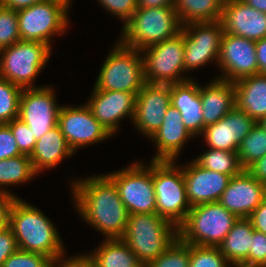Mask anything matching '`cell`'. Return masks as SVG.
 <instances>
[{"label":"cell","mask_w":266,"mask_h":267,"mask_svg":"<svg viewBox=\"0 0 266 267\" xmlns=\"http://www.w3.org/2000/svg\"><path fill=\"white\" fill-rule=\"evenodd\" d=\"M229 267H257V266L247 265L244 263H232L229 265Z\"/></svg>","instance_id":"53"},{"label":"cell","mask_w":266,"mask_h":267,"mask_svg":"<svg viewBox=\"0 0 266 267\" xmlns=\"http://www.w3.org/2000/svg\"><path fill=\"white\" fill-rule=\"evenodd\" d=\"M193 160L207 170L227 174L231 177L244 170L240 164L238 153L233 151L208 148Z\"/></svg>","instance_id":"31"},{"label":"cell","mask_w":266,"mask_h":267,"mask_svg":"<svg viewBox=\"0 0 266 267\" xmlns=\"http://www.w3.org/2000/svg\"><path fill=\"white\" fill-rule=\"evenodd\" d=\"M257 122L235 106L215 124L204 128L203 137L211 149L237 152L242 140Z\"/></svg>","instance_id":"18"},{"label":"cell","mask_w":266,"mask_h":267,"mask_svg":"<svg viewBox=\"0 0 266 267\" xmlns=\"http://www.w3.org/2000/svg\"><path fill=\"white\" fill-rule=\"evenodd\" d=\"M118 38L124 45L143 50L177 36L182 25L174 6L137 8L131 19L121 27Z\"/></svg>","instance_id":"3"},{"label":"cell","mask_w":266,"mask_h":267,"mask_svg":"<svg viewBox=\"0 0 266 267\" xmlns=\"http://www.w3.org/2000/svg\"><path fill=\"white\" fill-rule=\"evenodd\" d=\"M229 265L218 247L189 244V267H229Z\"/></svg>","instance_id":"35"},{"label":"cell","mask_w":266,"mask_h":267,"mask_svg":"<svg viewBox=\"0 0 266 267\" xmlns=\"http://www.w3.org/2000/svg\"><path fill=\"white\" fill-rule=\"evenodd\" d=\"M116 42L102 63L94 87L137 95L146 83L142 52L124 45L119 39Z\"/></svg>","instance_id":"7"},{"label":"cell","mask_w":266,"mask_h":267,"mask_svg":"<svg viewBox=\"0 0 266 267\" xmlns=\"http://www.w3.org/2000/svg\"><path fill=\"white\" fill-rule=\"evenodd\" d=\"M186 195L192 206L219 202L222 193L228 186L230 175L207 170L193 159L182 166Z\"/></svg>","instance_id":"19"},{"label":"cell","mask_w":266,"mask_h":267,"mask_svg":"<svg viewBox=\"0 0 266 267\" xmlns=\"http://www.w3.org/2000/svg\"><path fill=\"white\" fill-rule=\"evenodd\" d=\"M248 265L266 267V234L253 230Z\"/></svg>","instance_id":"40"},{"label":"cell","mask_w":266,"mask_h":267,"mask_svg":"<svg viewBox=\"0 0 266 267\" xmlns=\"http://www.w3.org/2000/svg\"><path fill=\"white\" fill-rule=\"evenodd\" d=\"M42 1L44 0H1L0 4L8 9L20 11Z\"/></svg>","instance_id":"48"},{"label":"cell","mask_w":266,"mask_h":267,"mask_svg":"<svg viewBox=\"0 0 266 267\" xmlns=\"http://www.w3.org/2000/svg\"><path fill=\"white\" fill-rule=\"evenodd\" d=\"M23 155L7 123L0 124V161Z\"/></svg>","instance_id":"41"},{"label":"cell","mask_w":266,"mask_h":267,"mask_svg":"<svg viewBox=\"0 0 266 267\" xmlns=\"http://www.w3.org/2000/svg\"><path fill=\"white\" fill-rule=\"evenodd\" d=\"M171 105L181 114L187 130L195 137L203 133V113L199 83L195 79L170 85Z\"/></svg>","instance_id":"23"},{"label":"cell","mask_w":266,"mask_h":267,"mask_svg":"<svg viewBox=\"0 0 266 267\" xmlns=\"http://www.w3.org/2000/svg\"><path fill=\"white\" fill-rule=\"evenodd\" d=\"M253 226L248 218H238L231 230L218 246L220 252L232 263L248 265V254L252 243Z\"/></svg>","instance_id":"28"},{"label":"cell","mask_w":266,"mask_h":267,"mask_svg":"<svg viewBox=\"0 0 266 267\" xmlns=\"http://www.w3.org/2000/svg\"><path fill=\"white\" fill-rule=\"evenodd\" d=\"M7 124L10 126L20 152L30 156L35 148L36 139L28 125L19 118L13 119Z\"/></svg>","instance_id":"38"},{"label":"cell","mask_w":266,"mask_h":267,"mask_svg":"<svg viewBox=\"0 0 266 267\" xmlns=\"http://www.w3.org/2000/svg\"><path fill=\"white\" fill-rule=\"evenodd\" d=\"M206 85L199 84L204 128L215 124L236 106L234 82L213 78Z\"/></svg>","instance_id":"24"},{"label":"cell","mask_w":266,"mask_h":267,"mask_svg":"<svg viewBox=\"0 0 266 267\" xmlns=\"http://www.w3.org/2000/svg\"><path fill=\"white\" fill-rule=\"evenodd\" d=\"M216 66L221 75L214 78L224 81L235 82L259 74L255 41L224 32Z\"/></svg>","instance_id":"15"},{"label":"cell","mask_w":266,"mask_h":267,"mask_svg":"<svg viewBox=\"0 0 266 267\" xmlns=\"http://www.w3.org/2000/svg\"><path fill=\"white\" fill-rule=\"evenodd\" d=\"M237 219L219 202L198 204L177 228L178 237L187 244L218 247Z\"/></svg>","instance_id":"5"},{"label":"cell","mask_w":266,"mask_h":267,"mask_svg":"<svg viewBox=\"0 0 266 267\" xmlns=\"http://www.w3.org/2000/svg\"><path fill=\"white\" fill-rule=\"evenodd\" d=\"M248 171L255 179L261 183H266V155L250 165Z\"/></svg>","instance_id":"45"},{"label":"cell","mask_w":266,"mask_h":267,"mask_svg":"<svg viewBox=\"0 0 266 267\" xmlns=\"http://www.w3.org/2000/svg\"><path fill=\"white\" fill-rule=\"evenodd\" d=\"M171 105L169 84L145 83L135 99L133 126L148 140L163 123L167 108Z\"/></svg>","instance_id":"16"},{"label":"cell","mask_w":266,"mask_h":267,"mask_svg":"<svg viewBox=\"0 0 266 267\" xmlns=\"http://www.w3.org/2000/svg\"><path fill=\"white\" fill-rule=\"evenodd\" d=\"M176 0H138V8L174 6Z\"/></svg>","instance_id":"49"},{"label":"cell","mask_w":266,"mask_h":267,"mask_svg":"<svg viewBox=\"0 0 266 267\" xmlns=\"http://www.w3.org/2000/svg\"><path fill=\"white\" fill-rule=\"evenodd\" d=\"M105 174L117 186L119 196L129 214L156 212L152 160L147 165L137 160L128 167Z\"/></svg>","instance_id":"11"},{"label":"cell","mask_w":266,"mask_h":267,"mask_svg":"<svg viewBox=\"0 0 266 267\" xmlns=\"http://www.w3.org/2000/svg\"><path fill=\"white\" fill-rule=\"evenodd\" d=\"M264 195H265V200H266V183L264 184Z\"/></svg>","instance_id":"54"},{"label":"cell","mask_w":266,"mask_h":267,"mask_svg":"<svg viewBox=\"0 0 266 267\" xmlns=\"http://www.w3.org/2000/svg\"><path fill=\"white\" fill-rule=\"evenodd\" d=\"M20 39L17 11L0 4V49L11 46Z\"/></svg>","instance_id":"36"},{"label":"cell","mask_w":266,"mask_h":267,"mask_svg":"<svg viewBox=\"0 0 266 267\" xmlns=\"http://www.w3.org/2000/svg\"><path fill=\"white\" fill-rule=\"evenodd\" d=\"M82 254L93 267H145L122 239H104Z\"/></svg>","instance_id":"27"},{"label":"cell","mask_w":266,"mask_h":267,"mask_svg":"<svg viewBox=\"0 0 266 267\" xmlns=\"http://www.w3.org/2000/svg\"><path fill=\"white\" fill-rule=\"evenodd\" d=\"M253 229L263 234H266V200L264 199L262 203L250 214L248 217Z\"/></svg>","instance_id":"44"},{"label":"cell","mask_w":266,"mask_h":267,"mask_svg":"<svg viewBox=\"0 0 266 267\" xmlns=\"http://www.w3.org/2000/svg\"><path fill=\"white\" fill-rule=\"evenodd\" d=\"M36 206L17 198L11 207L9 227L18 249L48 257L54 264L66 259L65 245L57 227Z\"/></svg>","instance_id":"2"},{"label":"cell","mask_w":266,"mask_h":267,"mask_svg":"<svg viewBox=\"0 0 266 267\" xmlns=\"http://www.w3.org/2000/svg\"><path fill=\"white\" fill-rule=\"evenodd\" d=\"M74 152L68 146L60 127L57 125L50 129L40 139L30 155L34 171L40 175L45 170L56 168L60 163L69 159Z\"/></svg>","instance_id":"25"},{"label":"cell","mask_w":266,"mask_h":267,"mask_svg":"<svg viewBox=\"0 0 266 267\" xmlns=\"http://www.w3.org/2000/svg\"><path fill=\"white\" fill-rule=\"evenodd\" d=\"M16 199L13 194L0 190V231L9 227L10 211Z\"/></svg>","instance_id":"43"},{"label":"cell","mask_w":266,"mask_h":267,"mask_svg":"<svg viewBox=\"0 0 266 267\" xmlns=\"http://www.w3.org/2000/svg\"><path fill=\"white\" fill-rule=\"evenodd\" d=\"M92 88L90 99L88 98L86 104L96 120L112 136L118 133L123 119L129 117L132 124L135 114V94L124 91L97 90L94 86Z\"/></svg>","instance_id":"17"},{"label":"cell","mask_w":266,"mask_h":267,"mask_svg":"<svg viewBox=\"0 0 266 267\" xmlns=\"http://www.w3.org/2000/svg\"><path fill=\"white\" fill-rule=\"evenodd\" d=\"M254 9L266 13V0H242Z\"/></svg>","instance_id":"50"},{"label":"cell","mask_w":266,"mask_h":267,"mask_svg":"<svg viewBox=\"0 0 266 267\" xmlns=\"http://www.w3.org/2000/svg\"><path fill=\"white\" fill-rule=\"evenodd\" d=\"M22 88L0 77V124L19 117Z\"/></svg>","instance_id":"33"},{"label":"cell","mask_w":266,"mask_h":267,"mask_svg":"<svg viewBox=\"0 0 266 267\" xmlns=\"http://www.w3.org/2000/svg\"><path fill=\"white\" fill-rule=\"evenodd\" d=\"M259 74L266 75V37L255 41Z\"/></svg>","instance_id":"46"},{"label":"cell","mask_w":266,"mask_h":267,"mask_svg":"<svg viewBox=\"0 0 266 267\" xmlns=\"http://www.w3.org/2000/svg\"><path fill=\"white\" fill-rule=\"evenodd\" d=\"M18 249L16 238L10 227L0 231V267Z\"/></svg>","instance_id":"42"},{"label":"cell","mask_w":266,"mask_h":267,"mask_svg":"<svg viewBox=\"0 0 266 267\" xmlns=\"http://www.w3.org/2000/svg\"><path fill=\"white\" fill-rule=\"evenodd\" d=\"M69 187L80 219L100 232L103 239L123 237L129 213L117 186L106 174L74 178Z\"/></svg>","instance_id":"1"},{"label":"cell","mask_w":266,"mask_h":267,"mask_svg":"<svg viewBox=\"0 0 266 267\" xmlns=\"http://www.w3.org/2000/svg\"><path fill=\"white\" fill-rule=\"evenodd\" d=\"M182 30L185 75L189 76V71L201 69L210 62L218 64L224 34L220 20L189 23L182 26Z\"/></svg>","instance_id":"12"},{"label":"cell","mask_w":266,"mask_h":267,"mask_svg":"<svg viewBox=\"0 0 266 267\" xmlns=\"http://www.w3.org/2000/svg\"><path fill=\"white\" fill-rule=\"evenodd\" d=\"M257 124L266 131V116L257 121Z\"/></svg>","instance_id":"52"},{"label":"cell","mask_w":266,"mask_h":267,"mask_svg":"<svg viewBox=\"0 0 266 267\" xmlns=\"http://www.w3.org/2000/svg\"><path fill=\"white\" fill-rule=\"evenodd\" d=\"M222 3H226V2H229V1H232V0H220Z\"/></svg>","instance_id":"55"},{"label":"cell","mask_w":266,"mask_h":267,"mask_svg":"<svg viewBox=\"0 0 266 267\" xmlns=\"http://www.w3.org/2000/svg\"><path fill=\"white\" fill-rule=\"evenodd\" d=\"M220 0H176L174 9L181 25L193 22H212L221 20Z\"/></svg>","instance_id":"29"},{"label":"cell","mask_w":266,"mask_h":267,"mask_svg":"<svg viewBox=\"0 0 266 267\" xmlns=\"http://www.w3.org/2000/svg\"><path fill=\"white\" fill-rule=\"evenodd\" d=\"M58 126L74 154L80 148L103 143L113 137L93 116L87 104L61 106Z\"/></svg>","instance_id":"14"},{"label":"cell","mask_w":266,"mask_h":267,"mask_svg":"<svg viewBox=\"0 0 266 267\" xmlns=\"http://www.w3.org/2000/svg\"><path fill=\"white\" fill-rule=\"evenodd\" d=\"M54 267H93L82 254L60 260Z\"/></svg>","instance_id":"47"},{"label":"cell","mask_w":266,"mask_h":267,"mask_svg":"<svg viewBox=\"0 0 266 267\" xmlns=\"http://www.w3.org/2000/svg\"><path fill=\"white\" fill-rule=\"evenodd\" d=\"M264 199V184L243 170L232 176L219 203L238 218H248Z\"/></svg>","instance_id":"20"},{"label":"cell","mask_w":266,"mask_h":267,"mask_svg":"<svg viewBox=\"0 0 266 267\" xmlns=\"http://www.w3.org/2000/svg\"><path fill=\"white\" fill-rule=\"evenodd\" d=\"M69 11L50 0L17 11L20 39L46 43L52 48L54 37L65 35L69 29Z\"/></svg>","instance_id":"10"},{"label":"cell","mask_w":266,"mask_h":267,"mask_svg":"<svg viewBox=\"0 0 266 267\" xmlns=\"http://www.w3.org/2000/svg\"><path fill=\"white\" fill-rule=\"evenodd\" d=\"M184 50L183 30L171 39L141 50L145 81L171 85L193 79L185 75Z\"/></svg>","instance_id":"9"},{"label":"cell","mask_w":266,"mask_h":267,"mask_svg":"<svg viewBox=\"0 0 266 267\" xmlns=\"http://www.w3.org/2000/svg\"><path fill=\"white\" fill-rule=\"evenodd\" d=\"M50 1H54L57 3H60L61 5H63L67 10L71 9V3L73 4L72 0H50Z\"/></svg>","instance_id":"51"},{"label":"cell","mask_w":266,"mask_h":267,"mask_svg":"<svg viewBox=\"0 0 266 267\" xmlns=\"http://www.w3.org/2000/svg\"><path fill=\"white\" fill-rule=\"evenodd\" d=\"M54 265L44 255L17 249L6 259L2 267H54Z\"/></svg>","instance_id":"37"},{"label":"cell","mask_w":266,"mask_h":267,"mask_svg":"<svg viewBox=\"0 0 266 267\" xmlns=\"http://www.w3.org/2000/svg\"><path fill=\"white\" fill-rule=\"evenodd\" d=\"M241 166L246 170L254 162L266 155V131L256 124L242 140L238 148Z\"/></svg>","instance_id":"32"},{"label":"cell","mask_w":266,"mask_h":267,"mask_svg":"<svg viewBox=\"0 0 266 267\" xmlns=\"http://www.w3.org/2000/svg\"><path fill=\"white\" fill-rule=\"evenodd\" d=\"M225 33L257 41L266 37V13L232 0L222 5L221 20Z\"/></svg>","instance_id":"21"},{"label":"cell","mask_w":266,"mask_h":267,"mask_svg":"<svg viewBox=\"0 0 266 267\" xmlns=\"http://www.w3.org/2000/svg\"><path fill=\"white\" fill-rule=\"evenodd\" d=\"M106 12L119 18L123 26L131 19L138 8V0H97Z\"/></svg>","instance_id":"39"},{"label":"cell","mask_w":266,"mask_h":267,"mask_svg":"<svg viewBox=\"0 0 266 267\" xmlns=\"http://www.w3.org/2000/svg\"><path fill=\"white\" fill-rule=\"evenodd\" d=\"M176 161L152 160L156 213L178 228L191 209L183 177L182 164Z\"/></svg>","instance_id":"6"},{"label":"cell","mask_w":266,"mask_h":267,"mask_svg":"<svg viewBox=\"0 0 266 267\" xmlns=\"http://www.w3.org/2000/svg\"><path fill=\"white\" fill-rule=\"evenodd\" d=\"M48 44L19 40L0 49V77L23 88L42 87L34 84L52 56Z\"/></svg>","instance_id":"8"},{"label":"cell","mask_w":266,"mask_h":267,"mask_svg":"<svg viewBox=\"0 0 266 267\" xmlns=\"http://www.w3.org/2000/svg\"><path fill=\"white\" fill-rule=\"evenodd\" d=\"M145 267H189V244L177 237L162 254Z\"/></svg>","instance_id":"34"},{"label":"cell","mask_w":266,"mask_h":267,"mask_svg":"<svg viewBox=\"0 0 266 267\" xmlns=\"http://www.w3.org/2000/svg\"><path fill=\"white\" fill-rule=\"evenodd\" d=\"M236 106L256 122L266 116V75L254 74L234 82Z\"/></svg>","instance_id":"26"},{"label":"cell","mask_w":266,"mask_h":267,"mask_svg":"<svg viewBox=\"0 0 266 267\" xmlns=\"http://www.w3.org/2000/svg\"><path fill=\"white\" fill-rule=\"evenodd\" d=\"M177 237V228L155 212L129 214L121 239L146 266L162 254Z\"/></svg>","instance_id":"4"},{"label":"cell","mask_w":266,"mask_h":267,"mask_svg":"<svg viewBox=\"0 0 266 267\" xmlns=\"http://www.w3.org/2000/svg\"><path fill=\"white\" fill-rule=\"evenodd\" d=\"M35 176L38 174L33 169L29 155L23 154L0 161V190L11 193L16 198L20 197L6 187L28 183L36 178Z\"/></svg>","instance_id":"30"},{"label":"cell","mask_w":266,"mask_h":267,"mask_svg":"<svg viewBox=\"0 0 266 267\" xmlns=\"http://www.w3.org/2000/svg\"><path fill=\"white\" fill-rule=\"evenodd\" d=\"M56 99L51 85L22 90L18 118L28 125L36 140L58 125L61 105Z\"/></svg>","instance_id":"13"},{"label":"cell","mask_w":266,"mask_h":267,"mask_svg":"<svg viewBox=\"0 0 266 267\" xmlns=\"http://www.w3.org/2000/svg\"><path fill=\"white\" fill-rule=\"evenodd\" d=\"M193 138L196 139L185 127L179 111L170 105L162 125L149 139L157 149L150 160L176 161L185 144Z\"/></svg>","instance_id":"22"}]
</instances>
